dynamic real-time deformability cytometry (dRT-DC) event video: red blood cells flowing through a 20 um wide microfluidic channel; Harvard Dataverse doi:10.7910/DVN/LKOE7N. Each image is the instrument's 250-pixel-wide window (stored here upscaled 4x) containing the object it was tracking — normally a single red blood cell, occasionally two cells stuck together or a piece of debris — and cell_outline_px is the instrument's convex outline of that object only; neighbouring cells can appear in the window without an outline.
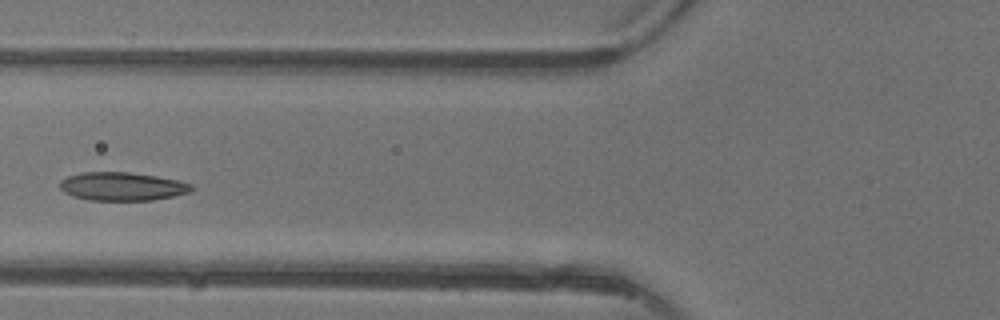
{"species": "common noctule bat (a hibernating species)", "species_latin": "Nyctalus noctula", "temperature_condition": "warm", "stored_images_in_passage": 4, "camera_frame_rate_fps": 3000, "um_per_image_px": 0.085, "animal": {"sex": "female"}, "frame": {"image": 1, "passage_image": 4, "time_ms": 4.333, "image_size_px": [1000, 320], "cell_outline_px": [[192, 192], [152, 200], [88, 200], [72, 196], [64, 192], [60, 188], [60, 180], [68, 176], [84, 172], [128, 172], [156, 176], [180, 180], [192, 184]], "centroid_in_image_um": [10.39, 15.84], "position_along_channel_um": 115.4, "area_um2": 21.79}}